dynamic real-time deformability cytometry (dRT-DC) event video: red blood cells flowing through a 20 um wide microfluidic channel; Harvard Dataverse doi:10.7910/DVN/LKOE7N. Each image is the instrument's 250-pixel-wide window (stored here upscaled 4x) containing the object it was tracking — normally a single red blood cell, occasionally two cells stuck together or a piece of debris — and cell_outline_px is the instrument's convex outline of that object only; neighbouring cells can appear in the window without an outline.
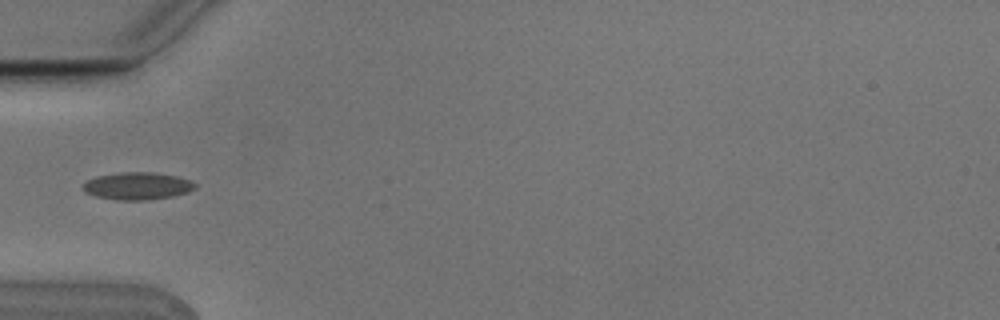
{"species": "Egyptian fruit bat (a non-hibernating species)", "species_latin": "Rousettus aegyptiacus", "temperature_condition": "cold", "stored_images_in_passage": 2, "camera_frame_rate_fps": 3000, "um_per_image_px": 0.085, "animal": {"sex": "male"}, "frame": {"image": 1, "passage_image": 1, "time_ms": 0.0, "image_size_px": [1000, 320], "cell_outline_px": [[196, 188], [188, 192], [172, 196], [148, 200], [116, 200], [96, 196], [84, 192], [80, 188], [80, 184], [96, 176], [124, 172], [152, 172], [176, 176], [188, 180], [196, 184]], "centroid_in_image_um": [11.62, 15.81], "position_along_channel_um": 73.4, "area_um2": 17.98}}